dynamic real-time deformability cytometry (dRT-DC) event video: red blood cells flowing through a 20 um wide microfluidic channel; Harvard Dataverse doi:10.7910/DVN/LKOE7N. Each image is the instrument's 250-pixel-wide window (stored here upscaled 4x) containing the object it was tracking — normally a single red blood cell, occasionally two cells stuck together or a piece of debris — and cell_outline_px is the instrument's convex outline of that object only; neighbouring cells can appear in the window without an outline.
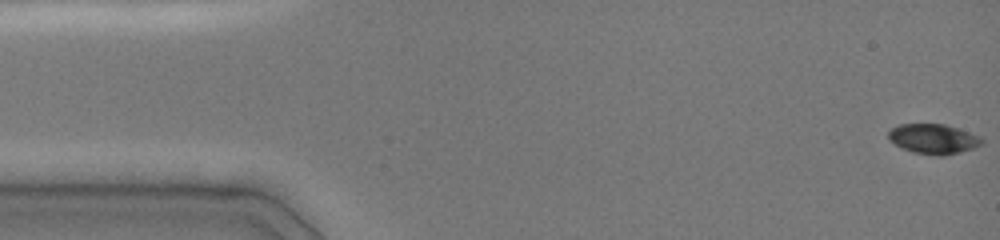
{"species": "common noctule bat (a hibernating species)", "species_latin": "Nyctalus noctula", "temperature_condition": "cold", "stored_images_in_passage": 48, "camera_frame_rate_fps": 3000, "um_per_image_px": 0.085, "animal": {"sex": "female", "body_mass_g": 19.0, "forearm_length_mm": 51.5}, "frame": {"image": 1, "passage_image": 1, "time_ms": 0.0, "image_size_px": [1000, 240], "cell_outline_px": [[984, 140], [980, 144], [972, 148], [960, 152], [944, 156], [936, 156], [912, 152], [888, 140], [888, 132], [892, 128], [900, 124], [944, 124], [980, 136]], "centroid_in_image_um": [79.32, 11.81], "position_along_channel_um": 5.7, "area_um2": 16.13}}
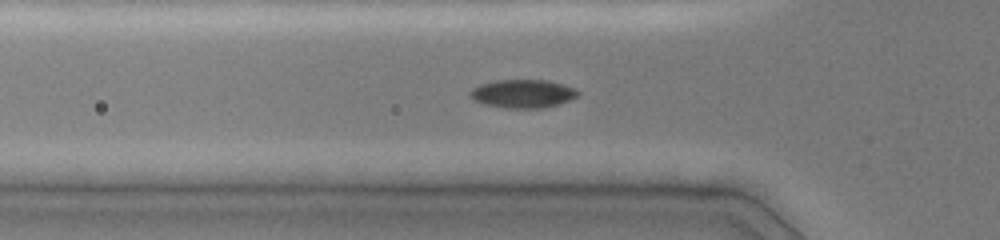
{"frame": {"image": 2, "passage_image": 16, "time_ms": 5.0, "image_size_px": [1000, 240], "cell_outline_px": [[580, 92], [576, 96], [568, 100], [544, 108], [504, 108], [484, 104], [476, 100], [468, 92], [472, 88], [480, 84], [492, 80], [548, 80], [576, 88]], "centroid_in_image_um": [44.42, 7.95], "position_along_channel_um": 81.4, "area_um2": 17.74}}
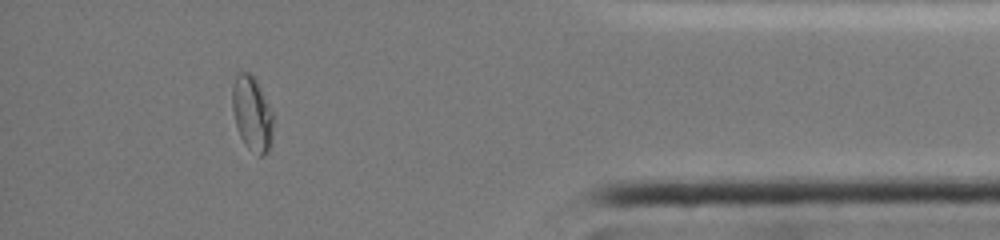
{"frame": {"image": 3, "passage_image": 43, "time_ms": 14.0, "image_size_px": [1000, 240], "cell_outline_px": [[272, 136], [268, 152], [264, 156], [260, 156], [248, 148], [244, 144], [236, 128], [232, 112], [232, 88], [236, 76], [240, 72], [248, 72], [256, 80], [272, 112]], "centroid_in_image_um": [21.4, 9.69], "position_along_channel_um": 413.8, "area_um2": 17.69}, "authors_computed_cell_mechanics": {"area_um2": 17.2822, "velocity_mm_per_s": 4.0115, "shape_relaxation_time_tau1_ms": null, "shape_relaxation_time_tau2_ms": 3.53, "deformation_change_tau1": null, "deformation_change_tau2": 0.0312}}